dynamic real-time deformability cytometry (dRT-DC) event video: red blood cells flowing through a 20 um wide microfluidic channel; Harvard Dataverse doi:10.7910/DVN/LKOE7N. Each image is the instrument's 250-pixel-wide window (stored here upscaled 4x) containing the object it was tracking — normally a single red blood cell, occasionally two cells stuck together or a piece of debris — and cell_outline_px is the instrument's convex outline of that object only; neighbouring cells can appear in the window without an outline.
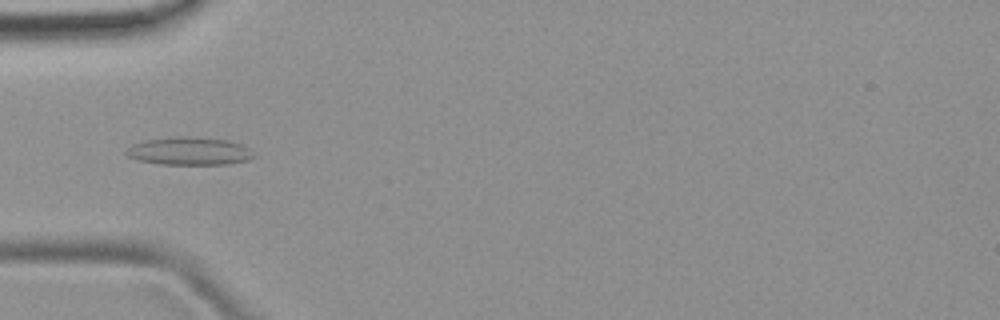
{"species": "common noctule bat (a hibernating species)", "species_latin": "Nyctalus noctula", "temperature_condition": "room temperature", "stored_images_in_passage": 6, "camera_frame_rate_fps": 3000, "um_per_image_px": 0.085, "animal": {"sex": "female", "body_mass_g": 19.9}, "frame": {"image": 1, "passage_image": 5, "time_ms": 5.333, "image_size_px": [1000, 320], "cell_outline_px": [[256, 156], [248, 160], [228, 164], [160, 164], [140, 160], [128, 156], [124, 152], [132, 144], [144, 140], [176, 136], [184, 136], [224, 140], [240, 144], [248, 148]], "centroid_in_image_um": [16.07, 12.85], "position_along_channel_um": 68.9, "area_um2": 20.52}}
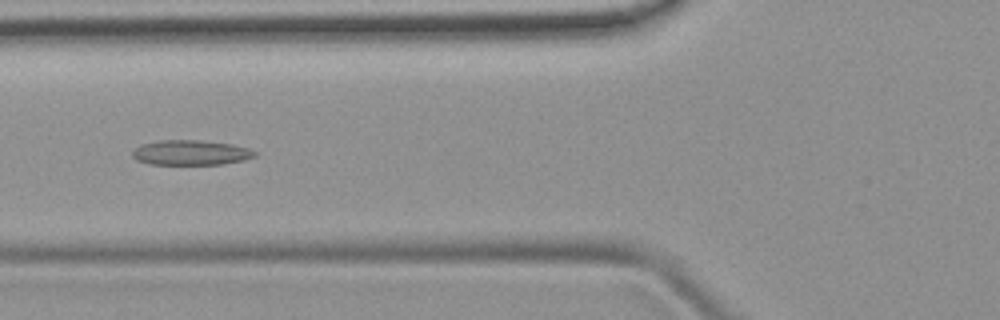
{"frame": {"image": 2, "passage_image": 6, "time_ms": 6.333, "image_size_px": [1000, 320], "cell_outline_px": [[256, 156], [244, 160], [224, 164], [148, 164], [136, 160], [132, 156], [132, 152], [140, 144], [156, 140], [200, 140], [232, 144], [248, 148], [256, 152]], "centroid_in_image_um": [16.19, 12.97], "position_along_channel_um": 109.6, "area_um2": 17.92}}